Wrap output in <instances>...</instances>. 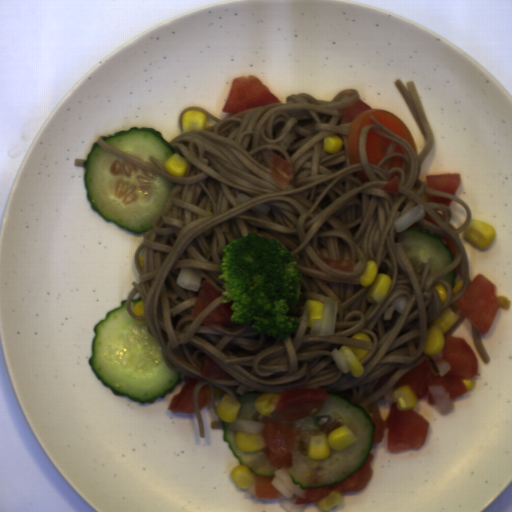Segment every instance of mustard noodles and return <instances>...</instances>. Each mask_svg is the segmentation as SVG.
Here are the masks:
<instances>
[{"label":"mustard noodles","mask_w":512,"mask_h":512,"mask_svg":"<svg viewBox=\"0 0 512 512\" xmlns=\"http://www.w3.org/2000/svg\"><path fill=\"white\" fill-rule=\"evenodd\" d=\"M395 86L416 122L425 142L421 152L381 125H367L359 135L360 163L350 164L348 136L351 122L341 123L344 109L355 105L360 92L340 91L332 100H319L307 92L294 93L282 103L228 113L220 118L202 107L180 113V135L168 143L184 158L183 176L170 175L152 156L151 166L117 150L98 137L100 148L166 181L175 183L161 212L146 230L133 259L139 281L132 282L126 310L134 324L145 325L159 343L160 354L181 380L199 382L192 391L198 433L206 430L197 400L209 385L217 421L210 429L224 430L217 406L224 395L239 402L247 392L281 394L285 390L322 388L346 396L365 409L369 417L380 416L379 401L394 402L400 378L426 361L432 375L440 370L424 351L431 324L450 308L457 320L444 337L453 336L467 318L457 304L470 282V268L460 235L473 219L466 202L455 194L440 191L419 180L420 168L428 158L435 133L430 126L413 81L396 79ZM205 114L204 129L182 132V117L188 111ZM391 141L378 165L368 164L366 138L369 129ZM343 138L342 150L324 151L328 135ZM277 154L294 164L286 188L277 187L270 170V156ZM398 176L399 194L381 189ZM425 204L426 217L413 226L441 234L455 262L428 275L432 258L413 270L401 244L394 220L408 209ZM249 233L280 240L290 250L302 272L298 304L289 316L299 326L287 338L256 332L248 324L221 327L200 325L206 315L222 305V281L218 268L222 249ZM327 259H350L353 273H339L316 255ZM376 261L379 273L392 277L381 304L368 303L359 281L366 262ZM191 267L221 295L193 321L196 292L176 284L180 269ZM456 270L464 278L460 292L440 276ZM441 283L449 297L442 305L433 286ZM407 300L404 313L390 304L396 296ZM325 296L338 300L336 332L317 337L306 327L303 305L307 299ZM143 301L145 316L131 309ZM365 333L371 342L352 339ZM366 348L360 362L364 372L353 377L339 370L331 357L342 345ZM210 356L235 379L213 380L200 373L205 356ZM240 403V402H239Z\"/></svg>","instance_id":"1"},{"label":"mustard noodles","mask_w":512,"mask_h":512,"mask_svg":"<svg viewBox=\"0 0 512 512\" xmlns=\"http://www.w3.org/2000/svg\"><path fill=\"white\" fill-rule=\"evenodd\" d=\"M472 336L474 347L481 358L482 362L486 365L491 362L490 357L482 343V333L478 331V329L472 324Z\"/></svg>","instance_id":"2"},{"label":"mustard noodles","mask_w":512,"mask_h":512,"mask_svg":"<svg viewBox=\"0 0 512 512\" xmlns=\"http://www.w3.org/2000/svg\"><path fill=\"white\" fill-rule=\"evenodd\" d=\"M87 159H75L74 166L76 167H84V161Z\"/></svg>","instance_id":"3"}]
</instances>
